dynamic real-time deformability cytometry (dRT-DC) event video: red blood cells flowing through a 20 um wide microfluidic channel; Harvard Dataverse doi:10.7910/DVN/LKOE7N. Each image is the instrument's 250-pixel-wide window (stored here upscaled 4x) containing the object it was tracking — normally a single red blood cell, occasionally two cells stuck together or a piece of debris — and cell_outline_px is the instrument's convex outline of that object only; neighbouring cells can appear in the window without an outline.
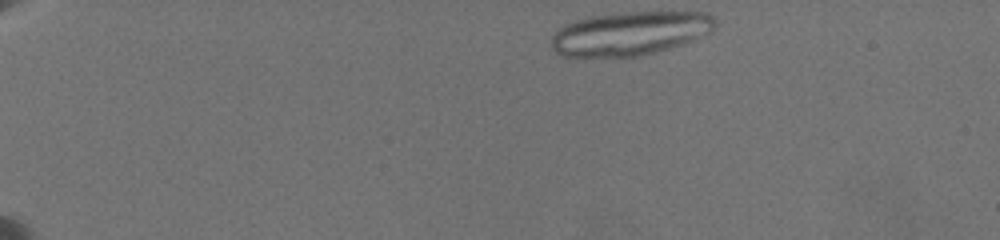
{"species": "common noctule bat (a hibernating species)", "species_latin": "Nyctalus noctula", "temperature_condition": "warm", "stored_images_in_passage": 21, "camera_frame_rate_fps": 3000, "um_per_image_px": 0.085, "animal": {"sex": "female", "body_mass_g": 19.5, "forearm_length_mm": 54.1}, "frame": {"image": 1, "passage_image": 1, "time_ms": 0.0, "image_size_px": [1000, 240], "cell_outline_px": [[716, 24], [708, 32], [684, 44], [656, 52], [640, 56], [560, 56], [552, 48], [552, 36], [560, 28], [576, 20], [592, 16], [636, 12], [708, 12], [716, 20]], "centroid_in_image_um": [53.57, 2.84], "position_along_channel_um": 31.4, "area_um2": 41.21}}